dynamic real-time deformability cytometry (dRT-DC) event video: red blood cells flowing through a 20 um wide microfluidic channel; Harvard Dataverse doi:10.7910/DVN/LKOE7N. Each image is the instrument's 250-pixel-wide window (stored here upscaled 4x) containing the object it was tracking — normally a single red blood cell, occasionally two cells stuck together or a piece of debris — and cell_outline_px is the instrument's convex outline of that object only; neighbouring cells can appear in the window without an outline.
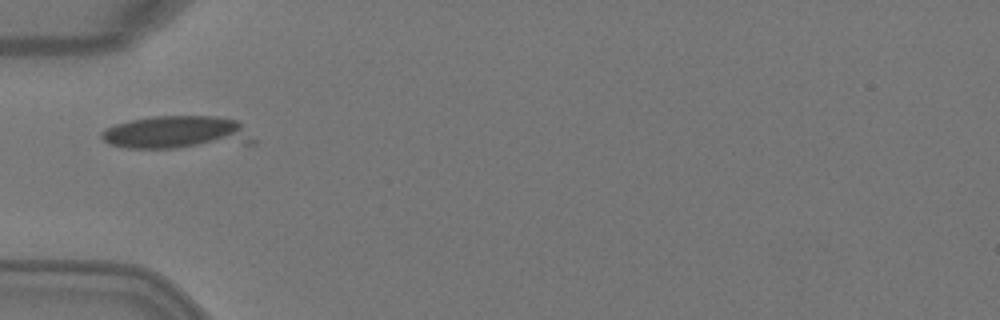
{"species": "Egyptian fruit bat (a non-hibernating species)", "species_latin": "Rousettus aegyptiacus", "temperature_condition": "warm", "stored_images_in_passage": 2, "camera_frame_rate_fps": 3000, "um_per_image_px": 0.085, "animal": {"sex": "female"}, "frame": {"image": 1, "passage_image": 1, "time_ms": 0.0, "image_size_px": [1000, 320], "cell_outline_px": [[256, 144], [176, 148], [124, 148], [108, 144], [100, 136], [100, 132], [104, 128], [116, 124], [132, 120], [152, 116], [216, 116], [236, 120], [256, 140]], "centroid_in_image_um": [15.05, 11.28], "position_along_channel_um": 69.9, "area_um2": 29.65}}